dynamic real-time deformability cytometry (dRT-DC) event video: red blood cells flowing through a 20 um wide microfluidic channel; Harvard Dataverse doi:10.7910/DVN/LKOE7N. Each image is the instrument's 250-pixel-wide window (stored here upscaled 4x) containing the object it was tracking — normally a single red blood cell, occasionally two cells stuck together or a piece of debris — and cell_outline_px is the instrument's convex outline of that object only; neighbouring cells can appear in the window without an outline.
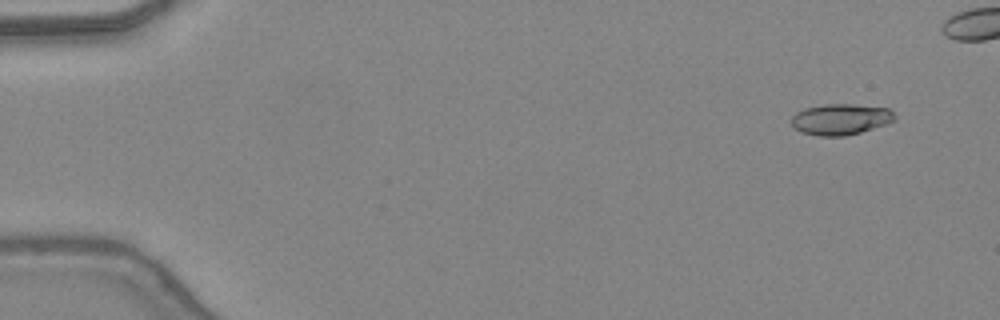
{"species": "common noctule bat (a hibernating species)", "species_latin": "Nyctalus noctula", "temperature_condition": "warm", "stored_images_in_passage": 43, "camera_frame_rate_fps": 3000, "um_per_image_px": 0.085, "animal": {"sex": "female", "body_mass_g": 24.6, "forearm_length_mm": 56.2}, "frame": {"image": 1, "passage_image": 4, "time_ms": 1.0, "image_size_px": [1000, 320], "cell_outline_px": [[896, 120], [860, 132], [844, 136], [816, 136], [800, 132], [792, 124], [792, 116], [796, 112], [804, 108], [824, 104], [852, 104], [888, 108], [896, 116]], "centroid_in_image_um": [71.43, 10.13], "position_along_channel_um": 13.6, "area_um2": 18.61}}
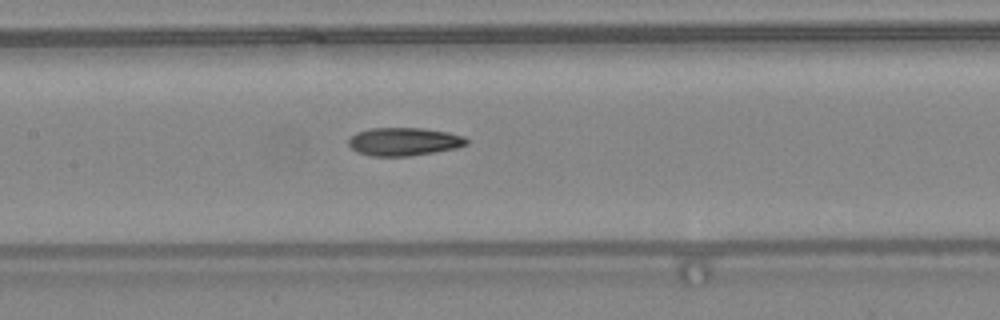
{"frame": {"image": 2, "passage_image": 24, "time_ms": 7.667, "image_size_px": [1000, 320], "cell_outline_px": [[468, 144], [456, 148], [408, 156], [372, 156], [356, 152], [348, 144], [348, 140], [356, 132], [372, 128], [424, 128], [448, 132], [464, 136], [468, 140]], "centroid_in_image_um": [34.33, 12.03], "position_along_channel_um": 173.1, "area_um2": 19.31}}
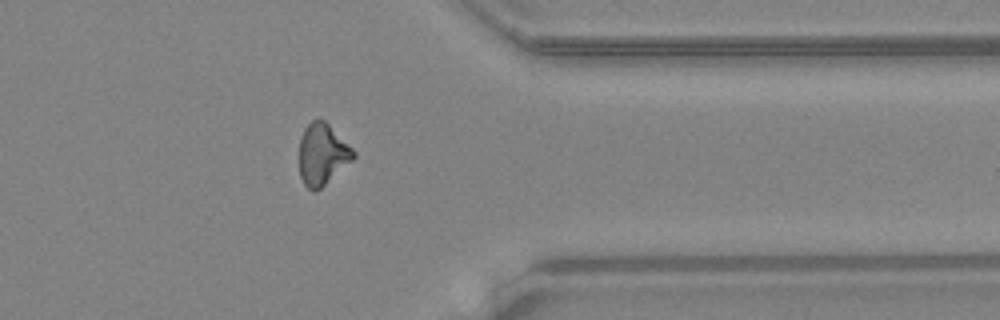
{"frame": {"image": 3, "passage_image": 39, "time_ms": 12.667, "image_size_px": [1000, 320], "cell_outline_px": [[356, 156], [352, 160], [316, 192], [312, 192], [304, 184], [300, 176], [300, 136], [304, 128], [312, 120], [324, 120], [356, 152]], "centroid_in_image_um": [27.38, 13.13], "position_along_channel_um": 384.0, "area_um2": 19.13}}